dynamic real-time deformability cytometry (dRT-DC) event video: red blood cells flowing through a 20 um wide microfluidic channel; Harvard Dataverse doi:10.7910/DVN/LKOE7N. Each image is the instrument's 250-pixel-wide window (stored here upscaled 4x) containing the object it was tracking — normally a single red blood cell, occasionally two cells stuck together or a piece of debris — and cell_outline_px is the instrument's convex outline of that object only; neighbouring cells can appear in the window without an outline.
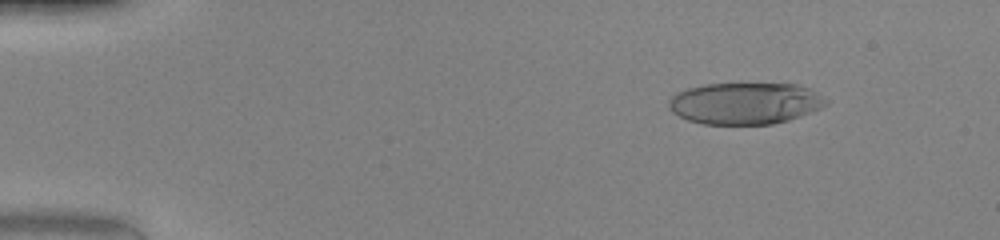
{"species": "human", "species_latin": "Homo sapiens", "temperature_condition": "warm", "stored_images_in_passage": 49, "camera_frame_rate_fps": 3000, "um_per_image_px": 0.085, "donor": {"sex": "female"}, "frame": {"image": 1, "passage_image": 6, "time_ms": 1.667, "image_size_px": [1000, 240], "cell_outline_px": [[828, 104], [812, 112], [788, 120], [772, 124], [704, 124], [688, 120], [672, 112], [668, 108], [668, 100], [676, 92], [688, 88], [704, 84], [796, 84], [812, 88], [828, 100]], "centroid_in_image_um": [63.34, 8.78], "position_along_channel_um": 21.7, "area_um2": 38.38}}
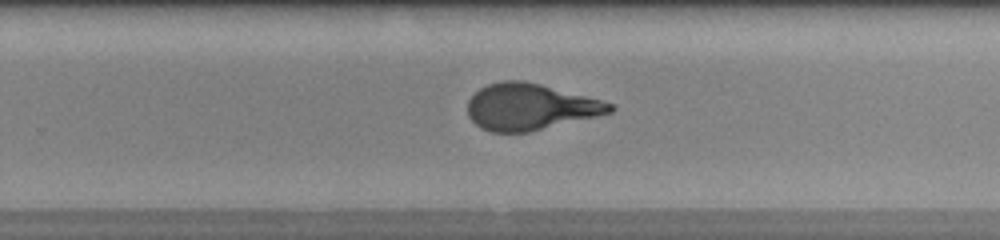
{"frame": {"image": 2, "passage_image": 32, "time_ms": 10.333, "image_size_px": [1000, 240], "cell_outline_px": [[616, 108], [612, 112], [596, 116], [528, 132], [492, 132], [480, 128], [468, 116], [468, 100], [480, 88], [488, 84], [504, 80], [524, 80], [540, 84], [600, 100], [612, 104]], "centroid_in_image_um": [45.02, 9.08], "position_along_channel_um": 284.8, "area_um2": 38.03}}
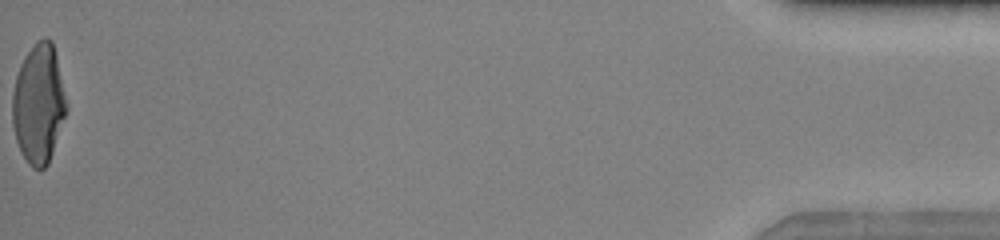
{"frame": {"image": 3, "passage_image": 49, "time_ms": 16.0, "image_size_px": [1000, 240], "cell_outline_px": [[68, 108], [48, 164], [44, 168], [32, 168], [28, 164], [20, 152], [16, 140], [12, 124], [12, 96], [16, 76], [20, 64], [24, 56], [36, 40], [44, 36], [48, 36], [52, 40], [56, 56]], "centroid_in_image_um": [3.27, 8.8], "position_along_channel_um": 431.9, "area_um2": 37.74}, "authors_computed_cell_mechanics": {"area_um2": 39.2462, "velocity_mm_per_s": 4.2453, "shape_relaxation_time_tau1_ms": 8.086, "shape_relaxation_time_tau2_ms": 0.7636, "deformation_change_tau1": 0.3644, "deformation_change_tau2": 0.0922}}